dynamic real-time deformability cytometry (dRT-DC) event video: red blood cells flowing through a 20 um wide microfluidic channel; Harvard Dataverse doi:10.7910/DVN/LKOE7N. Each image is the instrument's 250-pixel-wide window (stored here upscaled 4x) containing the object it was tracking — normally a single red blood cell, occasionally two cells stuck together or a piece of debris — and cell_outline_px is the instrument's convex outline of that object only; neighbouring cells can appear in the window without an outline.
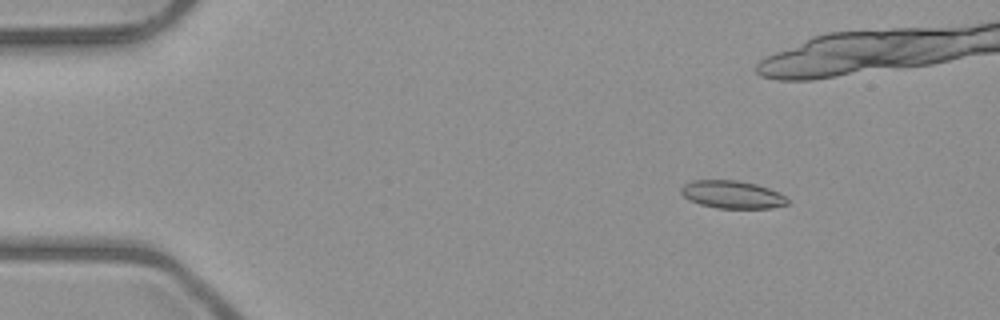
{"species": "common noctule bat (a hibernating species)", "species_latin": "Nyctalus noctula", "temperature_condition": "room temperature", "stored_images_in_passage": 4, "camera_frame_rate_fps": 3000, "um_per_image_px": 0.085, "animal": {"sex": "male", "body_mass_g": 23.1, "forearm_length_mm": 52.7}, "frame": {"image": 1, "passage_image": 2, "time_ms": 1.333, "image_size_px": [1000, 320], "cell_outline_px": [[788, 204], [772, 208], [716, 208], [700, 204], [688, 200], [680, 192], [680, 188], [684, 184], [692, 180], [736, 180], [756, 184], [768, 188], [784, 196], [788, 200]], "centroid_in_image_um": [62.19, 16.54], "position_along_channel_um": 22.8, "area_um2": 17.17}}